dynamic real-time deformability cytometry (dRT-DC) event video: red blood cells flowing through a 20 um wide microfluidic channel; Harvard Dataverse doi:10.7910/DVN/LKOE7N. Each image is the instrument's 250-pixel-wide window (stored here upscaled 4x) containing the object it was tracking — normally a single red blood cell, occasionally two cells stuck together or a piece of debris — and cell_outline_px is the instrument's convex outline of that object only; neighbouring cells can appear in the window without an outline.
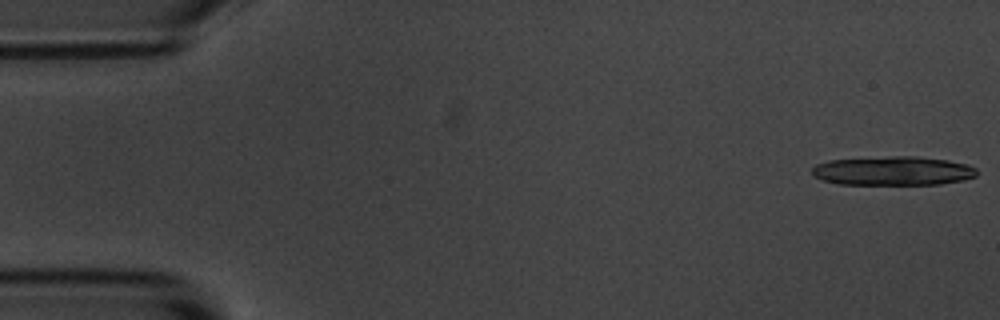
{"species": "common noctule bat (a hibernating species)", "species_latin": "Nyctalus noctula", "temperature_condition": "room temperature", "stored_images_in_passage": 14, "camera_frame_rate_fps": 3000, "um_per_image_px": 0.085, "animal": {"sex": "male", "body_mass_g": 20.1, "forearm_length_mm": 53.5}, "frame": {"image": 1, "passage_image": 1, "time_ms": 0.0, "image_size_px": [1000, 320], "cell_outline_px": [[976, 176], [964, 180], [940, 184], [840, 184], [824, 180], [816, 176], [812, 172], [812, 168], [816, 164], [828, 160], [888, 156], [916, 156], [948, 160], [968, 164], [976, 168]], "centroid_in_image_um": [75.93, 14.51], "position_along_channel_um": 9.1, "area_um2": 27.86}}